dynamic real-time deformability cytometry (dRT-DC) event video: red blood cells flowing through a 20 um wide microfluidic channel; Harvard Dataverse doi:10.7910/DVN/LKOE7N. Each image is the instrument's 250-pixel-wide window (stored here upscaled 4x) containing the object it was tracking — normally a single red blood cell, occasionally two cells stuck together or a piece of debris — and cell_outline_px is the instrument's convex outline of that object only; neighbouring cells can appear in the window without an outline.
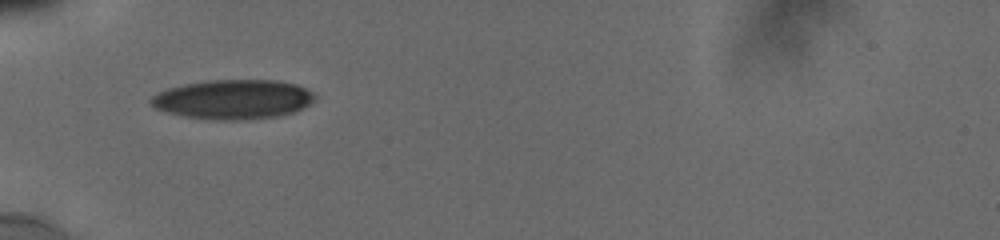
{"species": "human", "species_latin": "Homo sapiens", "temperature_condition": "cold", "stored_images_in_passage": 24, "camera_frame_rate_fps": 3000, "um_per_image_px": 0.085, "donor": {"sex": "male"}, "frame": {"image": 1, "passage_image": 1, "time_ms": 0.0, "image_size_px": [1000, 240], "cell_outline_px": [[316, 100], [312, 104], [304, 108], [280, 116], [240, 120], [220, 120], [184, 116], [168, 112], [156, 108], [148, 100], [152, 96], [168, 88], [184, 84], [208, 80], [276, 80], [296, 84], [312, 92], [316, 96]], "centroid_in_image_um": [19.86, 8.44], "position_along_channel_um": 65.1, "area_um2": 37.69}}
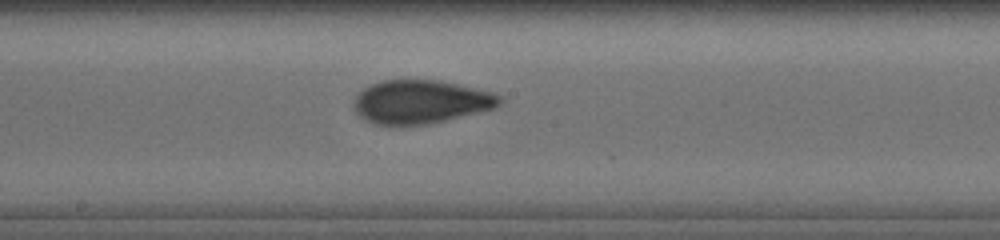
{"frame": {"image": 2, "passage_image": 10, "time_ms": 4.0, "image_size_px": [1000, 240], "cell_outline_px": [[504, 100], [496, 108], [428, 124], [372, 124], [364, 120], [352, 108], [352, 104], [356, 96], [364, 88], [372, 84], [384, 80], [440, 80], [492, 92], [504, 96]], "centroid_in_image_um": [35.78, 8.65], "position_along_channel_um": 212.4, "area_um2": 36.99}}
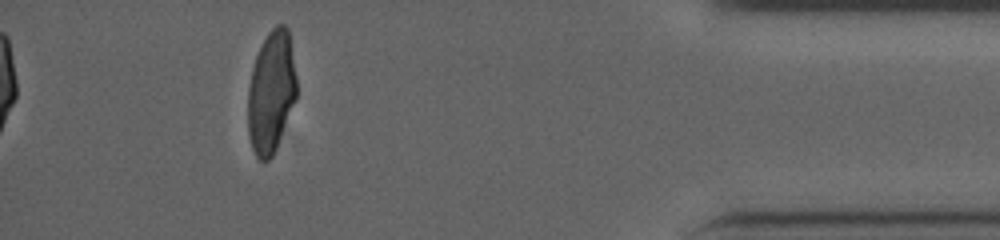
{"frame": {"image": 3, "passage_image": 24, "time_ms": 10.333, "image_size_px": [1000, 240], "cell_outline_px": [[296, 100], [276, 148], [272, 156], [264, 164], [256, 156], [252, 148], [248, 136], [248, 88], [252, 68], [256, 56], [268, 32], [276, 24], [284, 24], [288, 28], [296, 76]], "centroid_in_image_um": [23.05, 7.85], "position_along_channel_um": 412.2, "area_um2": 34.68}, "authors_computed_cell_mechanics": {"area_um2": 36.992, "velocity_mm_per_s": 3.8397, "shape_relaxation_time_tau1_ms": 4.4585, "shape_relaxation_time_tau2_ms": 1.1171, "deformation_change_tau1": 0.1647, "deformation_change_tau2": 0.0637}}